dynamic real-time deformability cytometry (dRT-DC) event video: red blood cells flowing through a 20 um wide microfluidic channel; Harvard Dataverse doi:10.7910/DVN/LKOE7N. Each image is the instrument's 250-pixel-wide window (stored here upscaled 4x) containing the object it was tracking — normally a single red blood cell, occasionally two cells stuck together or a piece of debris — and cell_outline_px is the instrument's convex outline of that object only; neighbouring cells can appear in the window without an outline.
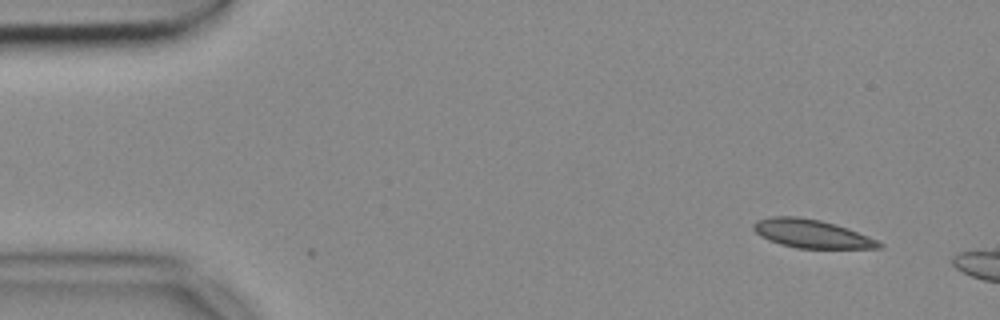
{"species": "common noctule bat (a hibernating species)", "species_latin": "Nyctalus noctula", "temperature_condition": "cold", "stored_images_in_passage": 35, "camera_frame_rate_fps": 3000, "um_per_image_px": 0.085, "animal": {"sex": "female", "body_mass_g": 18.4}, "frame": {"image": 1, "passage_image": 3, "time_ms": 0.667, "image_size_px": [1000, 320], "cell_outline_px": [[884, 248], [796, 248], [780, 244], [768, 240], [760, 236], [752, 228], [752, 224], [756, 220], [772, 216], [800, 216], [820, 220], [836, 224], [848, 228], [868, 236], [884, 244]], "centroid_in_image_um": [68.96, 19.86], "position_along_channel_um": 16.0, "area_um2": 20.92}}
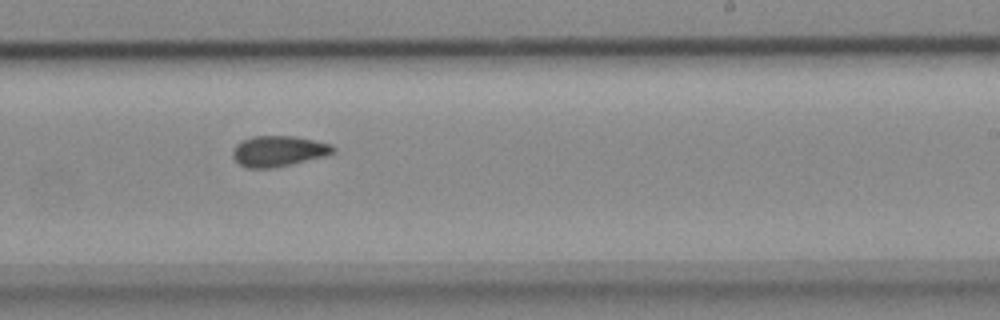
{"frame": {"image": 2, "passage_image": 17, "time_ms": 5.333, "image_size_px": [1000, 320], "cell_outline_px": [[336, 152], [324, 156], [292, 164], [272, 168], [248, 168], [240, 164], [232, 156], [232, 148], [236, 144], [252, 136], [296, 136], [332, 144], [336, 148]], "centroid_in_image_um": [23.69, 12.84], "position_along_channel_um": 265.3, "area_um2": 18.03}}
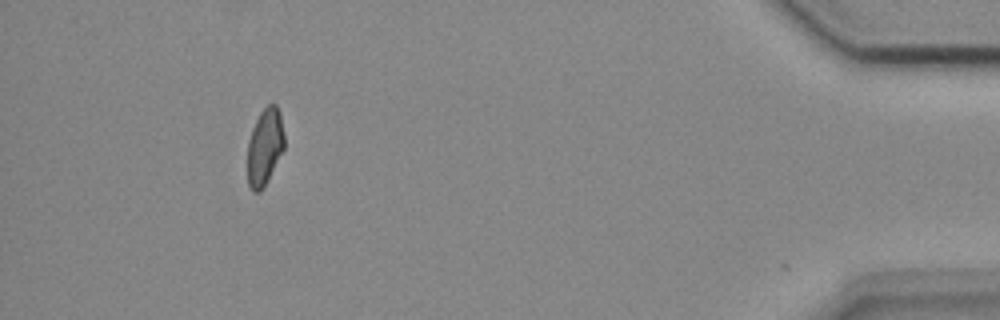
{"frame": {"image": 3, "passage_image": 34, "time_ms": 11.0, "image_size_px": [1000, 320], "cell_outline_px": [[284, 148], [268, 180], [260, 192], [252, 192], [248, 184], [248, 140], [252, 128], [260, 112], [268, 104], [276, 104], [280, 112], [284, 132]], "centroid_in_image_um": [22.5, 12.47], "position_along_channel_um": 412.7, "area_um2": 16.53}, "authors_computed_cell_mechanics": {"area_um2": 17.5134, "velocity_mm_per_s": 3.7171, "shape_relaxation_time_tau1_ms": null, "shape_relaxation_time_tau2_ms": 1.9083, "deformation_change_tau1": null, "deformation_change_tau2": 0.0474}}